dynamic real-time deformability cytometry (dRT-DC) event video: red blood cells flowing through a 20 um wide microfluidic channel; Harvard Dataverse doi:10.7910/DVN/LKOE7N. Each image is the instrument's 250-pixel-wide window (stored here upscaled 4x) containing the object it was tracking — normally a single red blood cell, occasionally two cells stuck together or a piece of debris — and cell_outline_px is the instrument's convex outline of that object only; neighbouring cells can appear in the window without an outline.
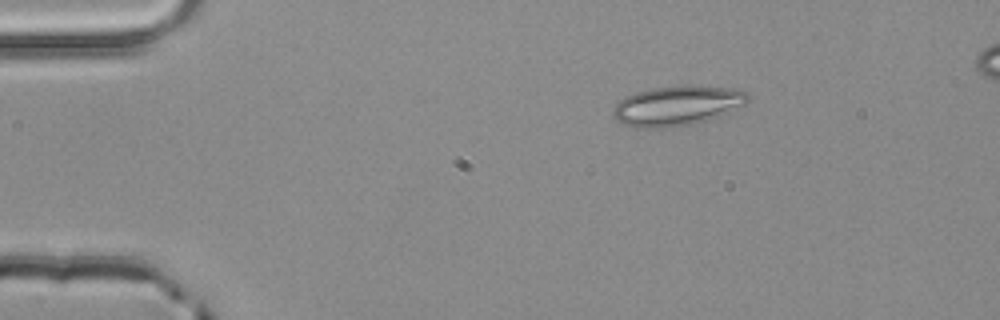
{"species": "common noctule bat (a hibernating species)", "species_latin": "Nyctalus noctula", "temperature_condition": "room temperature", "stored_images_in_passage": 3, "camera_frame_rate_fps": 3000, "um_per_image_px": 0.085, "animal": {"sex": "male", "body_mass_g": 20.4}, "frame": {"image": 1, "passage_image": 2, "time_ms": 0.333, "image_size_px": [1000, 320], "cell_outline_px": [[748, 100], [744, 104], [720, 116], [692, 124], [664, 128], [636, 128], [620, 124], [612, 116], [612, 112], [616, 104], [624, 96], [636, 92], [652, 88], [680, 84], [692, 84], [732, 88], [748, 92]], "centroid_in_image_um": [57.52, 8.97], "position_along_channel_um": 27.5, "area_um2": 31.79}}